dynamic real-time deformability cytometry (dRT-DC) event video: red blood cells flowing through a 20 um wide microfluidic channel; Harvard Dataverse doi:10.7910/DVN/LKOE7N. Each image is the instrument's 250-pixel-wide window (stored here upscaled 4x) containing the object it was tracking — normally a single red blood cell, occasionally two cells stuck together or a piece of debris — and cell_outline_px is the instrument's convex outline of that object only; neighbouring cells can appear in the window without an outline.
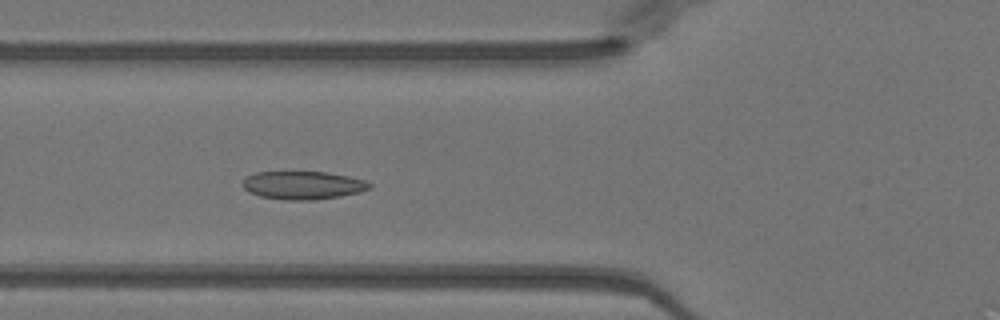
{"species": "Egyptian fruit bat (a non-hibernating species)", "species_latin": "Rousettus aegyptiacus", "temperature_condition": "warm", "stored_images_in_passage": 51, "camera_frame_rate_fps": 3000, "um_per_image_px": 0.085, "animal": {"sex": "female"}, "frame": {"image": 1, "passage_image": 19, "time_ms": 6.0, "image_size_px": [1000, 320], "cell_outline_px": [[372, 188], [360, 192], [340, 196], [312, 200], [284, 200], [260, 196], [248, 192], [240, 184], [244, 176], [256, 172], [328, 172], [348, 176], [364, 180], [372, 184]], "centroid_in_image_um": [25.71, 15.74], "position_along_channel_um": 100.1, "area_um2": 21.04}}
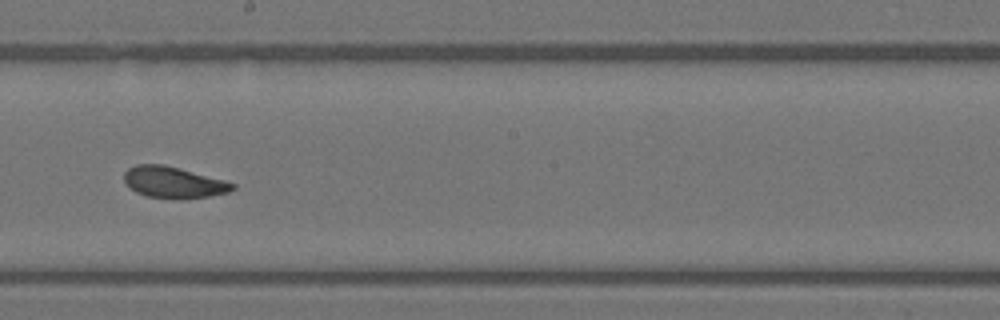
{"frame": {"image": 2, "passage_image": 29, "time_ms": 9.333, "image_size_px": [1000, 320], "cell_outline_px": [[236, 188], [228, 192], [208, 196], [148, 196], [136, 192], [124, 180], [124, 172], [128, 168], [136, 164], [164, 164], [180, 168], [224, 180], [236, 184]], "centroid_in_image_um": [14.74, 15.44], "position_along_channel_um": 233.5, "area_um2": 18.96}}
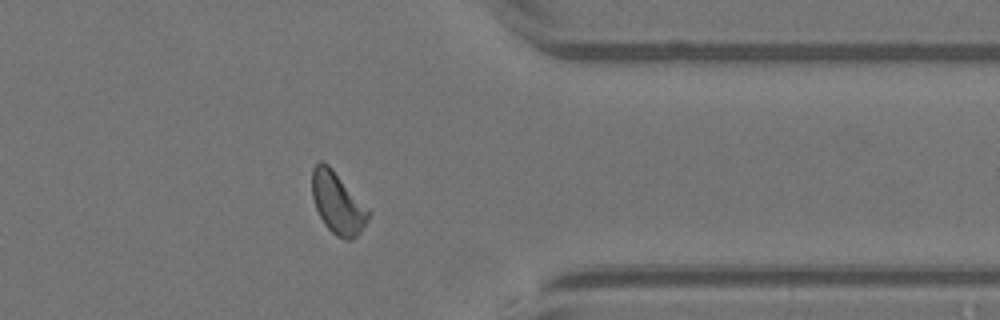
{"frame": {"image": 3, "passage_image": 41, "time_ms": 13.333, "image_size_px": [1000, 320], "cell_outline_px": [[372, 212], [368, 220], [360, 232], [352, 240], [344, 240], [336, 236], [324, 224], [316, 208], [312, 196], [312, 168], [320, 160], [324, 160], [332, 168]], "centroid_in_image_um": [28.71, 17.25], "position_along_channel_um": 382.7, "area_um2": 20.35}, "authors_computed_cell_mechanics": {"area_um2": 20.3456, "velocity_mm_per_s": 3.9795, "shape_relaxation_time_tau1_ms": 3.775, "shape_relaxation_time_tau2_ms": 1.7962, "deformation_change_tau1": 0.1245, "deformation_change_tau2": 0.0774}}